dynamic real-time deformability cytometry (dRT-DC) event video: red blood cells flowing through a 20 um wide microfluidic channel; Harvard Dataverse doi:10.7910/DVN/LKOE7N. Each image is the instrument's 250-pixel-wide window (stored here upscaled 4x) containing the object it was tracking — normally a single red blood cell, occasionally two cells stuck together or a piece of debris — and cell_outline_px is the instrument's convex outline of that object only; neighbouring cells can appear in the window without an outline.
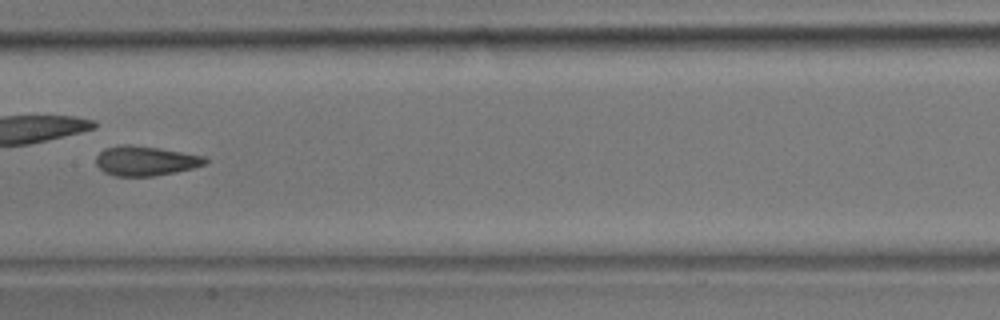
{"species": "common noctule bat (a hibernating species)", "species_latin": "Nyctalus noctula", "temperature_condition": "room temperature", "stored_images_in_passage": 40, "camera_frame_rate_fps": 3000, "um_per_image_px": 0.085, "animal": {"sex": "male", "body_mass_g": 17.9}, "frame": {"image": 1, "passage_image": 23, "time_ms": 7.333, "image_size_px": [1000, 320], "cell_outline_px": [[208, 160], [204, 164], [192, 168], [176, 172], [152, 176], [116, 176], [104, 172], [96, 164], [96, 156], [104, 148], [120, 144], [128, 144], [160, 148], [204, 156]], "centroid_in_image_um": [12.33, 13.66], "position_along_channel_um": 195.1, "area_um2": 18.84}}